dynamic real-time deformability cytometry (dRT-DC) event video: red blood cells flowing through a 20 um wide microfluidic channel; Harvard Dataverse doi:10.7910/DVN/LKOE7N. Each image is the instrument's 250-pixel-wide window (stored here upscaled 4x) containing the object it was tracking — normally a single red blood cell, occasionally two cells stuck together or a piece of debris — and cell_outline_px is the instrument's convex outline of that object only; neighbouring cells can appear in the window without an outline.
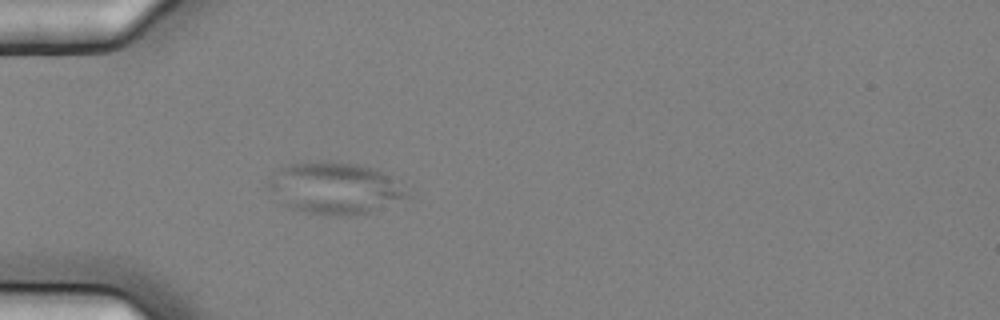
{"species": "common noctule bat (a hibernating species)", "species_latin": "Nyctalus noctula", "temperature_condition": "cold", "stored_images_in_passage": 3, "camera_frame_rate_fps": 3000, "um_per_image_px": 0.085, "animal": {"sex": "female", "body_mass_g": 25.1}, "frame": {"image": 1, "passage_image": 3, "time_ms": 0.667, "image_size_px": [1000, 320], "cell_outline_px": [[412, 196], [368, 212], [348, 216], [336, 216], [312, 212], [292, 208], [284, 204], [264, 188], [268, 180], [284, 168], [292, 164], [356, 164], [372, 168], [384, 172]], "centroid_in_image_um": [28.46, 16.04], "position_along_channel_um": 56.5, "area_um2": 40.17}}